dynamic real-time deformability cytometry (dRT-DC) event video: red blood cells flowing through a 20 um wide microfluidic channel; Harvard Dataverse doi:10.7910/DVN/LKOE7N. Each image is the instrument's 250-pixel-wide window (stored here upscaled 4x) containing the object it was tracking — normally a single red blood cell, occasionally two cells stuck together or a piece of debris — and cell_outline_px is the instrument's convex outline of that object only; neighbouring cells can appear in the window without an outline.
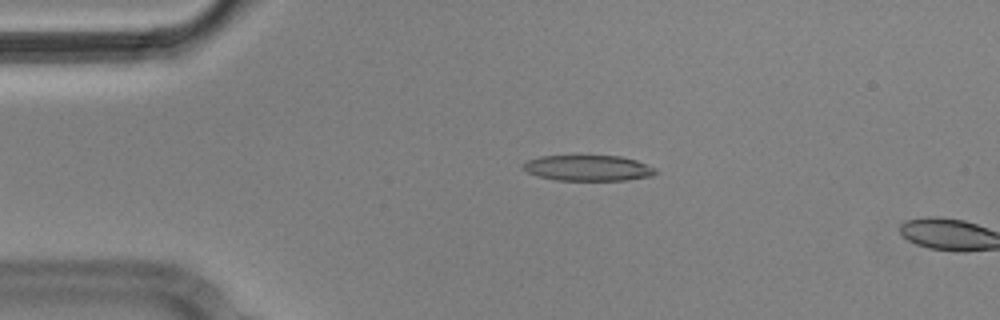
{"species": "Egyptian fruit bat (a non-hibernating species)", "species_latin": "Rousettus aegyptiacus", "temperature_condition": "cold", "stored_images_in_passage": 5, "camera_frame_rate_fps": 3000, "um_per_image_px": 0.085, "animal": {"sex": "male"}, "frame": {"image": 1, "passage_image": 4, "time_ms": 1.0, "image_size_px": [1000, 320], "cell_outline_px": [[656, 172], [652, 176], [628, 180], [556, 180], [540, 176], [528, 172], [524, 168], [524, 164], [528, 160], [540, 156], [620, 156], [636, 160], [656, 168]], "centroid_in_image_um": [50.04, 14.28], "position_along_channel_um": 35.0, "area_um2": 19.59}}